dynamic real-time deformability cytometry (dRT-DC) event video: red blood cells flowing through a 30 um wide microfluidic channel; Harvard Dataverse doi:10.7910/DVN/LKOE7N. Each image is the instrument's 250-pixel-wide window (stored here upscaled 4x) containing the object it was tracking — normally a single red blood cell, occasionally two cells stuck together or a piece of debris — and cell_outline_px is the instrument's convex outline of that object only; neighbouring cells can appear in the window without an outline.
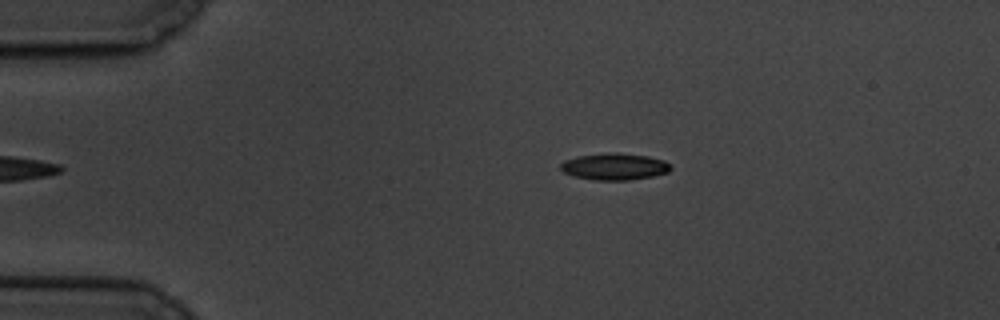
{"species": "common noctule bat (a hibernating species)", "species_latin": "Nyctalus noctula", "temperature_condition": "cold", "stored_images_in_passage": 2, "camera_frame_rate_fps": 3000, "um_per_image_px": 0.085, "animal": {"sex": "male", "body_mass_g": 19.5, "forearm_length_mm": 54.6}, "frame": {"image": 1, "passage_image": 2, "time_ms": 1.0, "image_size_px": [1000, 320], "cell_outline_px": [[672, 168], [668, 172], [652, 176], [628, 180], [592, 180], [572, 176], [564, 172], [560, 168], [560, 164], [564, 160], [576, 156], [604, 152], [616, 152], [648, 156], [664, 160]], "centroid_in_image_um": [52.19, 14.15], "position_along_channel_um": 32.8, "area_um2": 17.34}}